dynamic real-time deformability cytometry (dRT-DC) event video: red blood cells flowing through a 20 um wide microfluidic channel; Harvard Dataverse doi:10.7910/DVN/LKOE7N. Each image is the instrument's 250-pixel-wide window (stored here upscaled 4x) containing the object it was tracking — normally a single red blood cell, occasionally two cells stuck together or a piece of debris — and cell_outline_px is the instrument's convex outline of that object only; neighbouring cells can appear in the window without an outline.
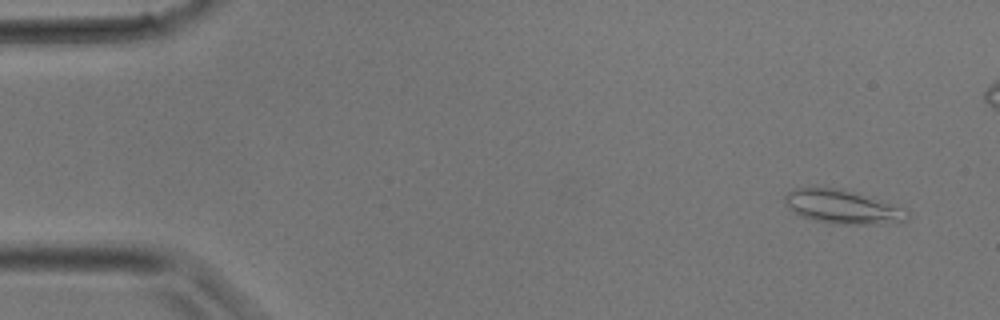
{"species": "common noctule bat (a hibernating species)", "species_latin": "Nyctalus noctula", "temperature_condition": "room temperature", "stored_images_in_passage": 35, "camera_frame_rate_fps": 3000, "um_per_image_px": 0.085, "animal": {"sex": "male", "body_mass_g": 17.9}, "frame": {"image": 1, "passage_image": 2, "time_ms": 0.333, "image_size_px": [1000, 320], "cell_outline_px": [[908, 220], [900, 224], [832, 224], [800, 216], [788, 208], [784, 204], [784, 196], [792, 188], [844, 188], [872, 196], [900, 208], [908, 212]], "centroid_in_image_um": [71.63, 17.59], "position_along_channel_um": 13.4, "area_um2": 24.51}}
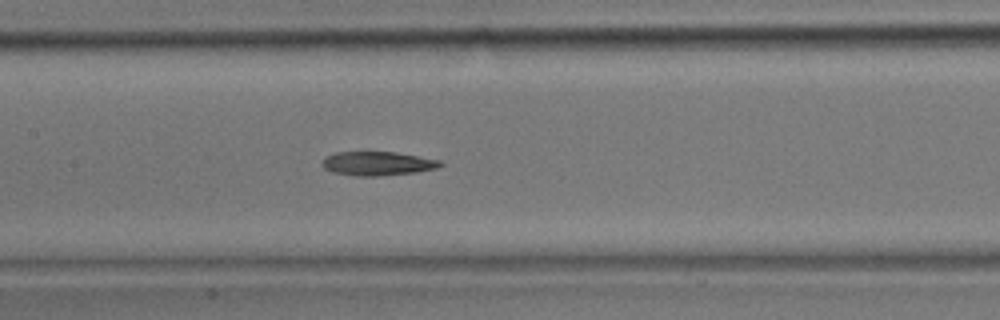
{"frame": {"image": 2, "passage_image": 16, "time_ms": 5.0, "image_size_px": [1000, 320], "cell_outline_px": [[444, 164], [436, 168], [416, 172], [376, 176], [356, 176], [332, 172], [324, 168], [320, 164], [324, 156], [336, 152], [396, 152], [440, 160]], "centroid_in_image_um": [32.04, 13.89], "position_along_channel_um": 175.4, "area_um2": 16.53}}
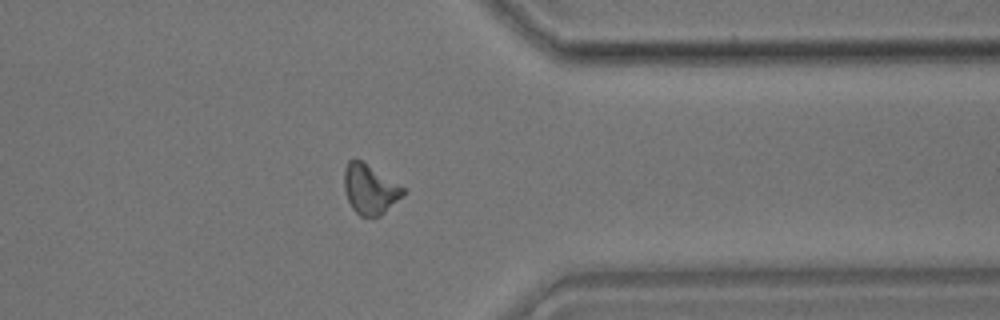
{"frame": {"image": 3, "passage_image": 27, "time_ms": 8.667, "image_size_px": [1000, 320], "cell_outline_px": [[408, 192], [380, 216], [360, 216], [352, 208], [344, 192], [344, 168], [348, 160], [360, 160], [404, 188]], "centroid_in_image_um": [31.43, 16.11], "position_along_channel_um": 380.0, "area_um2": 16.88}}